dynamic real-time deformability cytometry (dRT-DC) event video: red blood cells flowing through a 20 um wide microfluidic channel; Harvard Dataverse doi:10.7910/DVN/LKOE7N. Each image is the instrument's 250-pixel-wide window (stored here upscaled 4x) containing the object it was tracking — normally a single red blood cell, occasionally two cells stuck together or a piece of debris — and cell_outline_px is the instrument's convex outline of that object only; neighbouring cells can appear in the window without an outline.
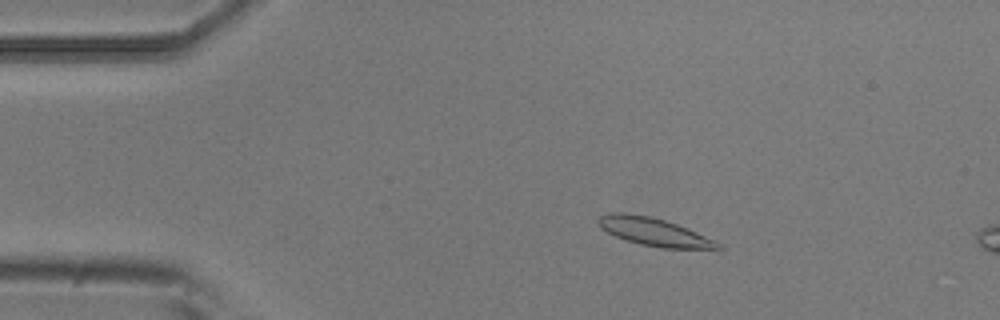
{"species": "common noctule bat (a hibernating species)", "species_latin": "Nyctalus noctula", "temperature_condition": "room temperature", "stored_images_in_passage": 9, "camera_frame_rate_fps": 3000, "um_per_image_px": 0.085, "animal": {"sex": "male", "body_mass_g": 20.5, "forearm_length_mm": 52.5}, "frame": {"image": 1, "passage_image": 2, "time_ms": 0.333, "image_size_px": [1000, 320], "cell_outline_px": [[724, 248], [660, 248], [640, 244], [616, 236], [600, 228], [596, 220], [600, 216], [612, 212], [624, 212], [648, 216], [664, 220], [688, 228], [716, 240]], "centroid_in_image_um": [55.58, 19.7], "position_along_channel_um": 29.4, "area_um2": 19.31}}
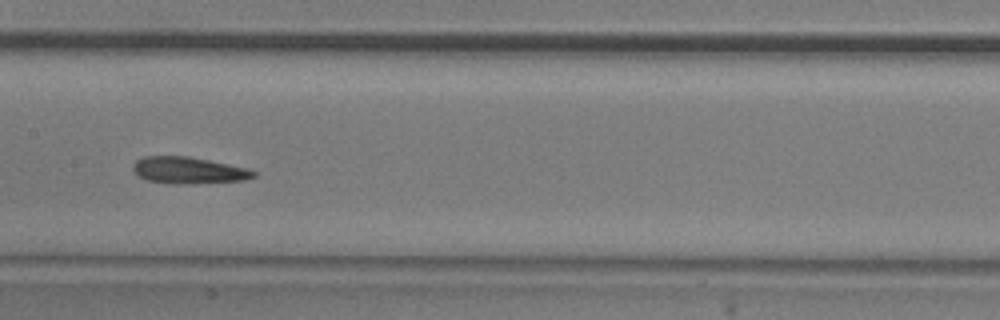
{"frame": {"image": 2, "passage_image": 7, "time_ms": 2.0, "image_size_px": [1000, 320], "cell_outline_px": [[256, 176], [244, 180], [184, 184], [180, 184], [148, 180], [140, 176], [132, 168], [132, 164], [136, 160], [144, 156], [188, 156], [248, 168], [256, 172]], "centroid_in_image_um": [16.03, 14.47], "position_along_channel_um": 191.4, "area_um2": 18.5}}
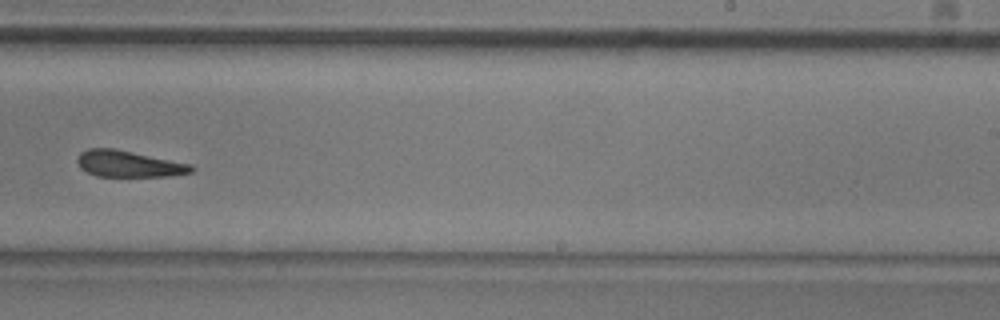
{"frame": {"image": 3, "passage_image": 9, "time_ms": 2.667, "image_size_px": [1000, 320], "cell_outline_px": [[196, 168], [192, 172], [168, 176], [96, 176], [80, 168], [76, 160], [80, 152], [88, 148], [112, 148], [192, 164]], "centroid_in_image_um": [10.93, 13.93], "position_along_channel_um": 278.1, "area_um2": 17.46}}